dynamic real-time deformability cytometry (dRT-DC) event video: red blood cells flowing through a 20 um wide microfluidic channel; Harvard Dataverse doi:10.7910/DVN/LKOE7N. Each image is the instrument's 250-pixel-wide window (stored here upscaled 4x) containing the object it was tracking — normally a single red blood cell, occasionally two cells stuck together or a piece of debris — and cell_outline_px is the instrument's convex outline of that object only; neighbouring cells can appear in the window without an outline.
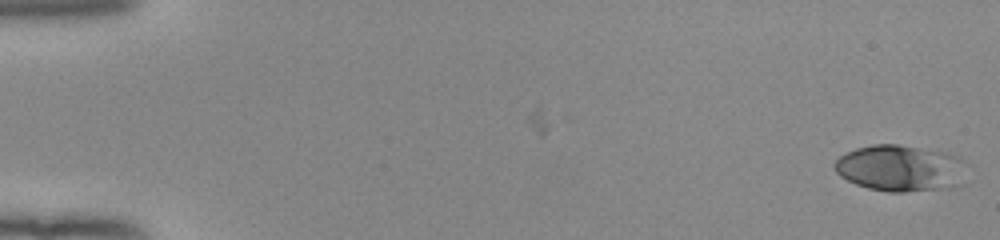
{"species": "human", "species_latin": "Homo sapiens", "temperature_condition": "room temperature", "stored_images_in_passage": 3, "camera_frame_rate_fps": 3000, "um_per_image_px": 0.085, "donor": {"sex": "female"}, "frame": {"image": 1, "passage_image": 3, "time_ms": 0.667, "image_size_px": [1000, 240], "cell_outline_px": [[964, 160], [940, 188], [904, 192], [888, 192], [868, 188], [856, 184], [840, 176], [836, 172], [832, 164], [840, 156], [856, 148], [872, 144], [896, 144], [948, 152], [960, 156]], "centroid_in_image_um": [76.25, 14.24], "position_along_channel_um": 8.8, "area_um2": 33.87}}